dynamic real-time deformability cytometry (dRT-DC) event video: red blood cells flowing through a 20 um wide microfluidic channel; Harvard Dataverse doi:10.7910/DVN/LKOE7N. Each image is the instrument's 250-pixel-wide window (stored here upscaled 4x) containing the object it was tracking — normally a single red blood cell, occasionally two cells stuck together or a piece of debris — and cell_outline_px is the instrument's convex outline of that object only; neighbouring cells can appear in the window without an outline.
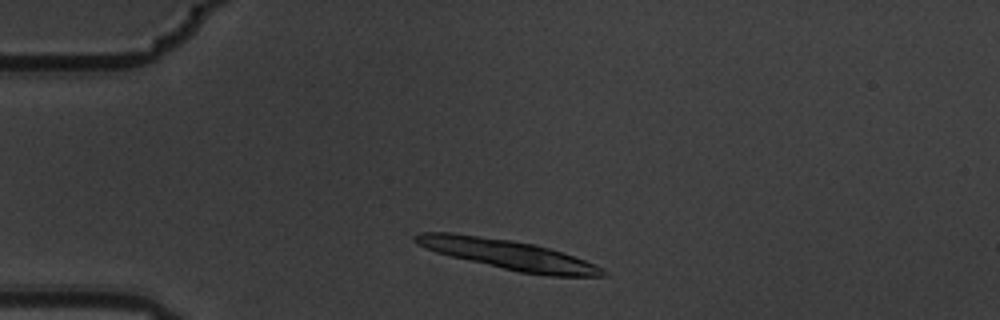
{"species": "common noctule bat (a hibernating species)", "species_latin": "Nyctalus noctula", "temperature_condition": "warm", "stored_images_in_passage": 3, "camera_frame_rate_fps": 3000, "um_per_image_px": 0.085, "animal": {"sex": "male", "body_mass_g": 19.5, "forearm_length_mm": 54.6}, "frame": {"image": 1, "passage_image": 2, "time_ms": 0.333, "image_size_px": [1000, 320], "cell_outline_px": [[608, 276], [548, 276], [520, 272], [452, 256], [436, 252], [424, 248], [416, 244], [412, 240], [412, 236], [416, 232], [452, 232], [512, 240], [532, 244], [548, 248], [596, 264], [604, 268], [608, 272]], "centroid_in_image_um": [43.16, 21.63], "position_along_channel_um": 41.8, "area_um2": 32.25}}